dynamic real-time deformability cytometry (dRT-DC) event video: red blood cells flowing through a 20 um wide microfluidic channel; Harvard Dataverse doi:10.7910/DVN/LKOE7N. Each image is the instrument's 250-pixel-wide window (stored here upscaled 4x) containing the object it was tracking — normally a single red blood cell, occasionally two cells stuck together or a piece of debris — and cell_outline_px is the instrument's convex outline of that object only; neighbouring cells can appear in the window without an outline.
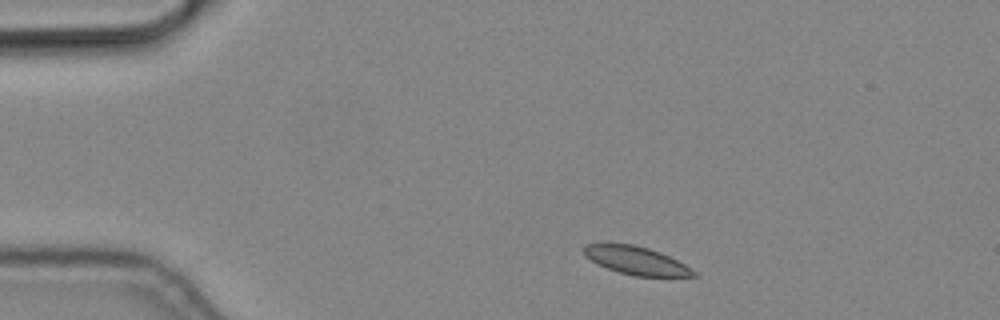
{"species": "common noctule bat (a hibernating species)", "species_latin": "Nyctalus noctula", "temperature_condition": "cold", "stored_images_in_passage": 5, "camera_frame_rate_fps": 3000, "um_per_image_px": 0.085, "animal": {"sex": "male", "body_mass_g": 19.2, "forearm_length_mm": 51.8}, "frame": {"image": 1, "passage_image": 1, "time_ms": 0.0, "image_size_px": [1000, 320], "cell_outline_px": [[696, 276], [632, 276], [596, 264], [584, 256], [584, 244], [636, 244], [660, 252], [692, 268], [696, 272]], "centroid_in_image_um": [54.06, 22.14], "position_along_channel_um": 30.9, "area_um2": 17.8}}
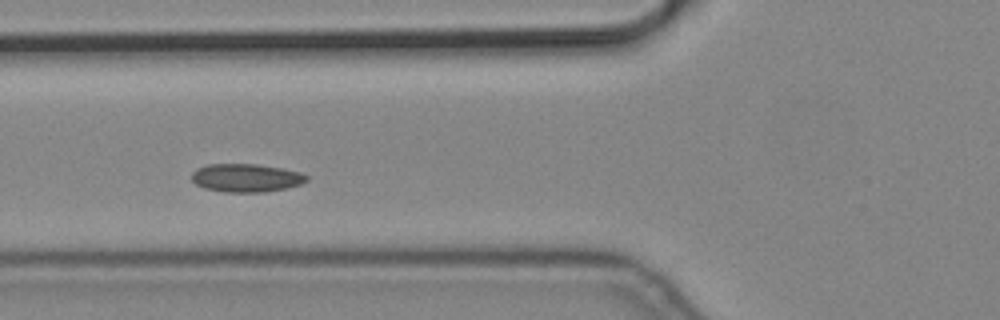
{"frame": {"image": 2, "passage_image": 4, "time_ms": 1.0, "image_size_px": [1000, 320], "cell_outline_px": [[308, 180], [300, 184], [284, 188], [264, 192], [224, 192], [204, 188], [196, 184], [192, 180], [192, 172], [196, 168], [208, 164], [256, 164], [284, 168], [300, 172], [308, 176]], "centroid_in_image_um": [20.91, 15.11], "position_along_channel_um": 104.9, "area_um2": 18.96}}
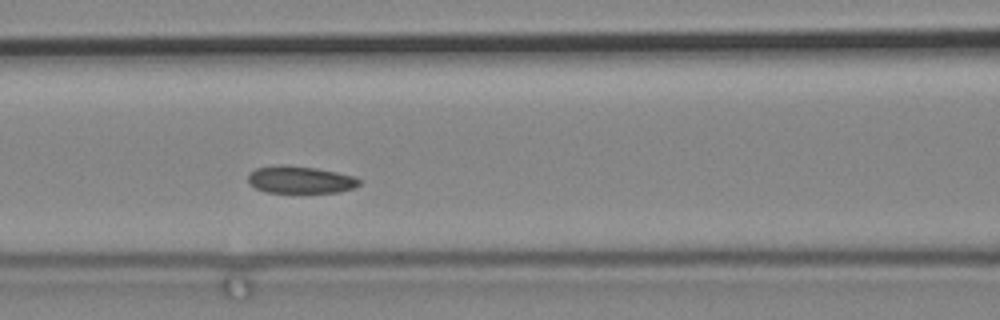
{"frame": {"image": 3, "passage_image": 5, "time_ms": 1.333, "image_size_px": [1000, 320], "cell_outline_px": [[360, 184], [352, 188], [336, 192], [264, 192], [248, 184], [248, 172], [256, 168], [316, 168], [336, 172], [352, 176], [360, 180]], "centroid_in_image_um": [25.51, 15.32], "position_along_channel_um": 141.1, "area_um2": 16.7}}